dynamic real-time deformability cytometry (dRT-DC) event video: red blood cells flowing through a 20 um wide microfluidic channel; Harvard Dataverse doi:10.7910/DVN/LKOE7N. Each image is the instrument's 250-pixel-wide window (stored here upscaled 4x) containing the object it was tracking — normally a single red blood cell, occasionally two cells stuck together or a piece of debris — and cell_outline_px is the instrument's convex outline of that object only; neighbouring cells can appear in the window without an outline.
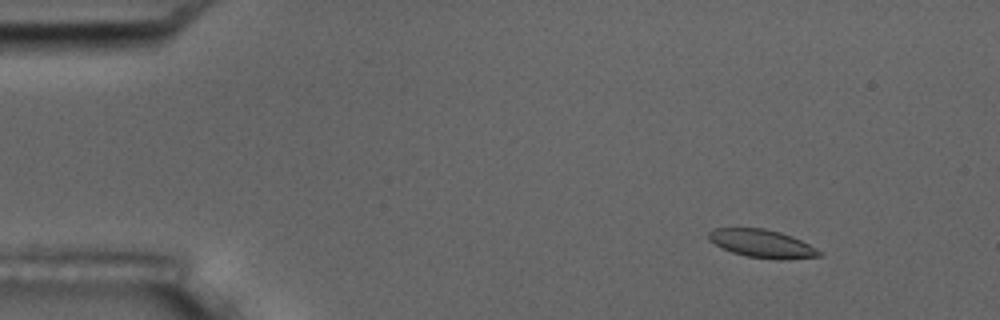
{"species": "common noctule bat (a hibernating species)", "species_latin": "Nyctalus noctula", "temperature_condition": "room temperature", "stored_images_in_passage": 4, "camera_frame_rate_fps": 3000, "um_per_image_px": 0.085, "animal": {"sex": "male", "body_mass_g": 17.5, "forearm_length_mm": 52.3}, "frame": {"image": 1, "passage_image": 2, "time_ms": 1.333, "image_size_px": [1000, 320], "cell_outline_px": [[824, 256], [788, 260], [780, 260], [748, 256], [732, 252], [708, 240], [708, 232], [712, 228], [764, 228], [780, 232], [792, 236], [824, 252]], "centroid_in_image_um": [64.83, 20.71], "position_along_channel_um": 20.2, "area_um2": 18.21}}